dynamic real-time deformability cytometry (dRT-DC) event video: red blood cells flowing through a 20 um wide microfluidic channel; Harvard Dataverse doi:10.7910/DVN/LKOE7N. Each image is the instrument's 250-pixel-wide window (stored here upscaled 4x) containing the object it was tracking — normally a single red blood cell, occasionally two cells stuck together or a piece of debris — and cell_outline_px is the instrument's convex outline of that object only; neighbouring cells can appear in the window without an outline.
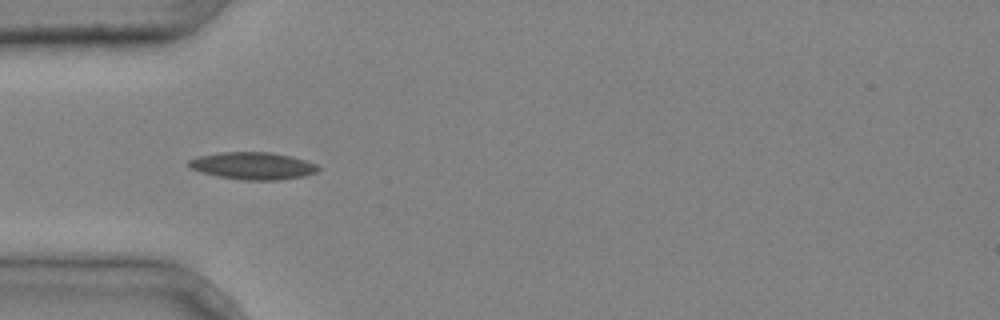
{"species": "common noctule bat (a hibernating species)", "species_latin": "Nyctalus noctula", "temperature_condition": "cold", "stored_images_in_passage": 2, "camera_frame_rate_fps": 3000, "um_per_image_px": 0.085, "animal": {"sex": "male", "body_mass_g": 20.4}, "frame": {"image": 1, "passage_image": 1, "time_ms": 0.0, "image_size_px": [1000, 320], "cell_outline_px": [[320, 168], [316, 172], [304, 176], [280, 180], [244, 180], [216, 176], [200, 172], [188, 168], [188, 160], [196, 156], [220, 152], [272, 152], [292, 156], [316, 164]], "centroid_in_image_um": [21.45, 14.09], "position_along_channel_um": 63.5, "area_um2": 20.81}}